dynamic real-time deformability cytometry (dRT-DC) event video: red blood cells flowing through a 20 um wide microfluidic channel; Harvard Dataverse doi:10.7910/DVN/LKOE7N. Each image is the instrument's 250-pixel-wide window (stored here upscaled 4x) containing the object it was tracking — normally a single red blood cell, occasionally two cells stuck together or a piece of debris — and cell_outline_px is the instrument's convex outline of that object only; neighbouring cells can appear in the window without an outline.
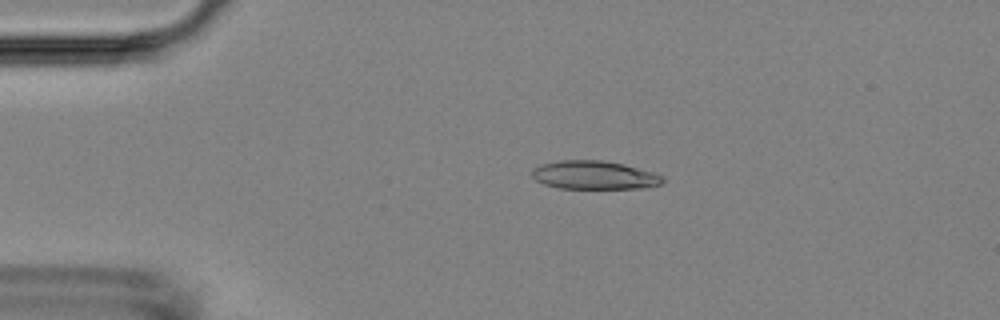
{"species": "Egyptian fruit bat (a non-hibernating species)", "species_latin": "Rousettus aegyptiacus", "temperature_condition": "room temperature", "stored_images_in_passage": 24, "camera_frame_rate_fps": 3000, "um_per_image_px": 0.085, "animal": {"sex": "female"}, "frame": {"image": 1, "passage_image": 9, "time_ms": 2.667, "image_size_px": [1000, 320], "cell_outline_px": [[664, 180], [660, 184], [652, 188], [560, 188], [544, 184], [536, 180], [532, 176], [532, 168], [540, 164], [560, 160], [604, 160], [624, 164], [652, 172], [664, 176]], "centroid_in_image_um": [50.52, 14.88], "position_along_channel_um": 34.5, "area_um2": 21.79}}
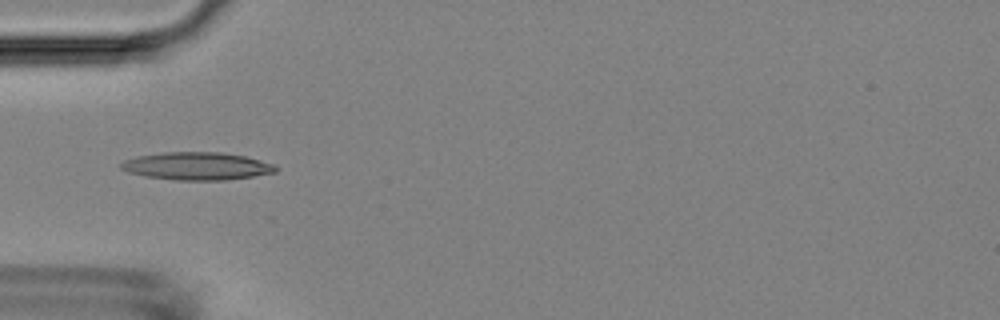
{"frame": {"image": 2, "passage_image": 15, "time_ms": 4.667, "image_size_px": [1000, 320], "cell_outline_px": [[276, 172], [228, 180], [176, 180], [144, 176], [128, 172], [120, 168], [120, 164], [124, 160], [136, 156], [164, 152], [220, 152], [244, 156], [276, 164]], "centroid_in_image_um": [16.72, 14.11], "position_along_channel_um": 68.3, "area_um2": 25.03}}
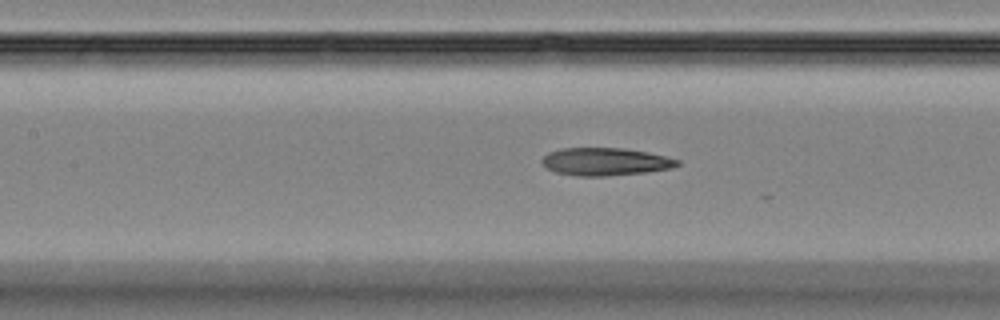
{"frame": {"image": 3, "passage_image": 22, "time_ms": 7.0, "image_size_px": [1000, 320], "cell_outline_px": [[680, 164], [672, 168], [644, 172], [604, 176], [580, 176], [556, 172], [548, 168], [540, 160], [548, 152], [560, 148], [624, 148], [648, 152], [680, 160]], "centroid_in_image_um": [51.45, 13.73], "position_along_channel_um": 156.0, "area_um2": 21.73}}